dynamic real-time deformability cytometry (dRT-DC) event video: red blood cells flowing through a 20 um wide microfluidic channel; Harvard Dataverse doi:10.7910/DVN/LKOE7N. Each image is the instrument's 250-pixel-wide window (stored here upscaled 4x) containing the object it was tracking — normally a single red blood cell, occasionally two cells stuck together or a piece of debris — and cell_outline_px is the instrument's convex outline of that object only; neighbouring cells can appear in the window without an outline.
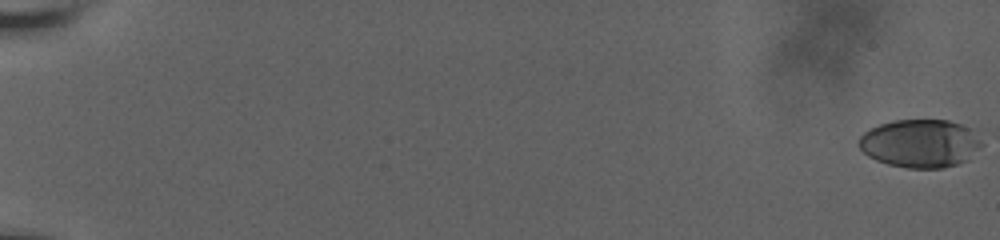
{"species": "human", "species_latin": "Homo sapiens", "temperature_condition": "room temperature", "stored_images_in_passage": 62, "camera_frame_rate_fps": 3000, "um_per_image_px": 0.085, "donor": {"sex": "male"}, "frame": {"image": 1, "passage_image": 1, "time_ms": 0.0, "image_size_px": [1000, 240], "cell_outline_px": [[984, 144], [968, 160], [944, 168], [908, 168], [888, 164], [876, 160], [868, 156], [856, 144], [860, 136], [864, 132], [880, 124], [892, 120], [948, 120], [972, 128]], "centroid_in_image_um": [78.23, 12.19], "position_along_channel_um": 6.8, "area_um2": 34.74}}
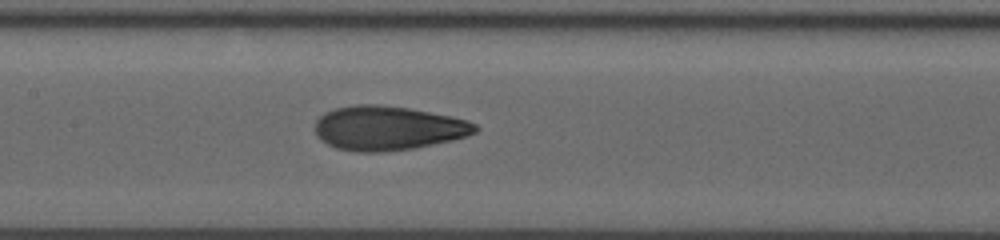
{"frame": {"image": 2, "passage_image": 34, "time_ms": 11.0, "image_size_px": [1000, 240], "cell_outline_px": [[480, 128], [476, 132], [468, 136], [452, 140], [412, 148], [384, 152], [356, 152], [336, 148], [320, 140], [316, 136], [316, 120], [324, 112], [336, 108], [356, 104], [380, 104], [408, 108], [452, 116], [468, 120], [476, 124]], "centroid_in_image_um": [32.98, 10.89], "position_along_channel_um": 174.4, "area_um2": 41.5}}
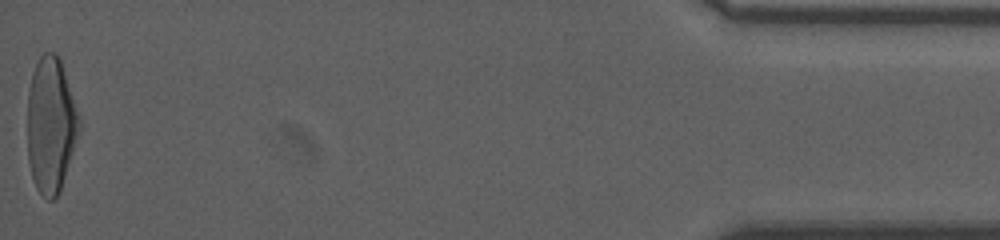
{"frame": {"image": 3, "passage_image": 62, "time_ms": 20.333, "image_size_px": [1000, 240], "cell_outline_px": [[80, 132], [60, 192], [52, 200], [48, 200], [36, 188], [32, 176], [28, 160], [28, 92], [32, 72], [40, 56], [44, 52], [52, 52], [60, 56], [80, 116]], "centroid_in_image_um": [4.34, 10.6], "position_along_channel_um": 430.9, "area_um2": 41.27}, "authors_computed_cell_mechanics": {"area_um2": 39.2462, "velocity_mm_per_s": 3.6663, "shape_relaxation_time_tau1_ms": 5.0444, "shape_relaxation_time_tau2_ms": 1.3036, "deformation_change_tau1": 0.207, "deformation_change_tau2": 0.0787}}